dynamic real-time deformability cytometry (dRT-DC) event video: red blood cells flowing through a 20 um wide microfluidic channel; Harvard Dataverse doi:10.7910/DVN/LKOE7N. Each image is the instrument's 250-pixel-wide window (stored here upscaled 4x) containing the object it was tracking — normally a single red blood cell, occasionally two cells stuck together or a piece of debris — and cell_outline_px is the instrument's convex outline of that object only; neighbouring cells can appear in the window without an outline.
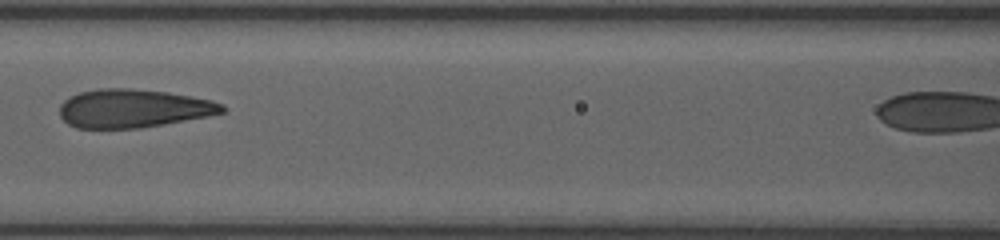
{"species": "human", "species_latin": "Homo sapiens", "temperature_condition": "room temperature", "stored_images_in_passage": 52, "camera_frame_rate_fps": 3000, "um_per_image_px": 0.085, "donor": {"sex": "female"}, "frame": {"image": 1, "passage_image": 23, "time_ms": 6.667, "image_size_px": [1000, 240], "cell_outline_px": [[228, 108], [224, 112], [208, 116], [164, 124], [140, 128], [76, 128], [68, 124], [60, 116], [60, 104], [68, 96], [80, 92], [96, 88], [128, 88], [168, 92], [212, 100], [224, 104]], "centroid_in_image_um": [11.33, 9.21], "position_along_channel_um": 155.3, "area_um2": 36.65}}
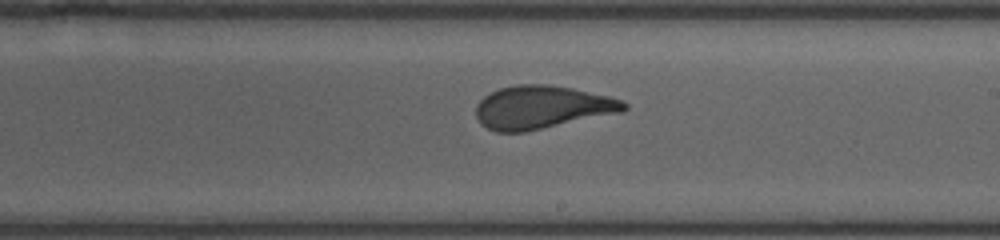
{"frame": {"image": 2, "passage_image": 35, "time_ms": 9.0, "image_size_px": [1000, 240], "cell_outline_px": [[628, 108], [624, 112], [524, 132], [496, 132], [480, 124], [476, 116], [476, 104], [484, 96], [500, 88], [516, 84], [548, 84], [572, 88], [608, 96], [624, 100], [628, 104]], "centroid_in_image_um": [46.08, 9.12], "position_along_channel_um": 242.9, "area_um2": 37.4}}
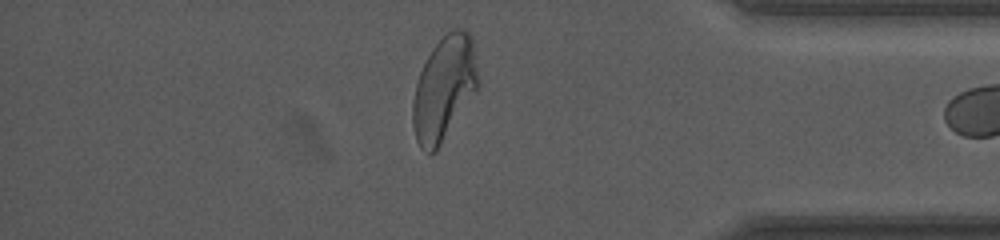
{"frame": {"image": 3, "passage_image": 51, "time_ms": 13.667, "image_size_px": [1000, 240], "cell_outline_px": [[480, 84], [436, 152], [428, 152], [420, 148], [416, 140], [412, 124], [412, 104], [416, 84], [420, 72], [432, 48], [452, 28], [464, 28], [472, 36], [480, 80]], "centroid_in_image_um": [37.76, 7.5], "position_along_channel_um": 397.4, "area_um2": 39.65}}